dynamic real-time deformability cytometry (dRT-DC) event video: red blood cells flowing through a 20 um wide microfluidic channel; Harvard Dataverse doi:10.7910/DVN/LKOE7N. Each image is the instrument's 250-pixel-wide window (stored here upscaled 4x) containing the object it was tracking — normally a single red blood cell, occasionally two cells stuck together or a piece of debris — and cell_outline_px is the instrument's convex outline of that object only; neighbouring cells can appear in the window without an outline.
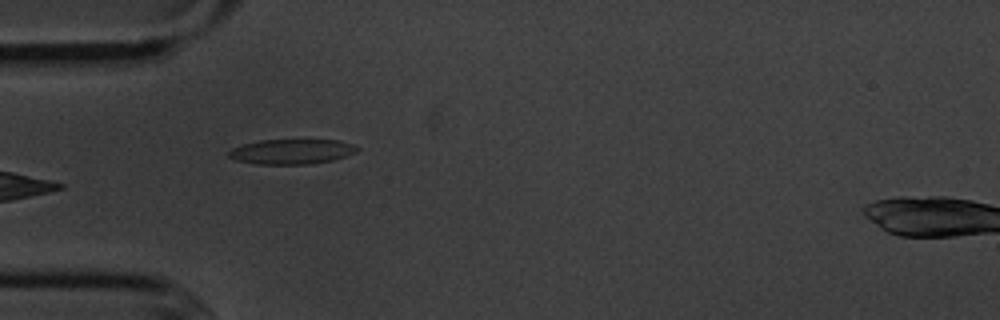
{"species": "common noctule bat (a hibernating species)", "species_latin": "Nyctalus noctula", "temperature_condition": "cold", "stored_images_in_passage": 15, "camera_frame_rate_fps": 3000, "um_per_image_px": 0.085, "animal": {"sex": "male", "body_mass_g": 20.1, "forearm_length_mm": 53.5}, "frame": {"image": 1, "passage_image": 5, "time_ms": 5.333, "image_size_px": [1000, 320], "cell_outline_px": [[360, 148], [356, 152], [332, 160], [308, 164], [252, 164], [236, 160], [228, 156], [228, 152], [232, 148], [244, 144], [260, 140], [340, 140], [352, 144]], "centroid_in_image_um": [24.77, 12.88], "position_along_channel_um": 60.2, "area_um2": 18.61}}
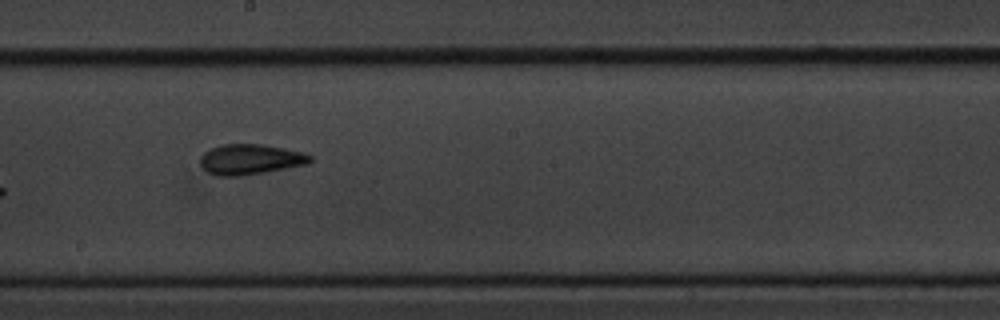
{"frame": {"image": 2, "passage_image": 9, "time_ms": 10.0, "image_size_px": [1000, 320], "cell_outline_px": [[312, 160], [308, 164], [264, 172], [240, 176], [216, 176], [208, 172], [200, 164], [200, 156], [204, 152], [220, 144], [264, 144], [284, 148], [300, 152], [312, 156]], "centroid_in_image_um": [21.25, 13.54], "position_along_channel_um": 226.9, "area_um2": 19.42}}
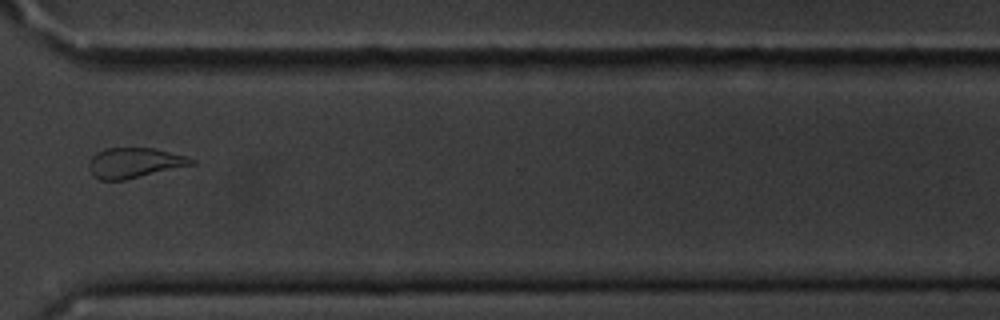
{"frame": {"image": 3, "passage_image": 12, "time_ms": 13.667, "image_size_px": [1000, 320], "cell_outline_px": [[196, 164], [124, 180], [100, 180], [92, 176], [88, 168], [88, 160], [96, 152], [104, 148], [156, 148], [188, 156], [196, 160]], "centroid_in_image_um": [11.42, 13.83], "position_along_channel_um": 359.2, "area_um2": 18.38}, "authors_computed_cell_mechanics": {"area_um2": 19.4208, "velocity_mm_per_s": 3.6139, "shape_relaxation_time_tau1_ms": 2.6946, "shape_relaxation_time_tau2_ms": 2.8214, "deformation_change_tau1": 0.1114, "deformation_change_tau2": 0.074}}